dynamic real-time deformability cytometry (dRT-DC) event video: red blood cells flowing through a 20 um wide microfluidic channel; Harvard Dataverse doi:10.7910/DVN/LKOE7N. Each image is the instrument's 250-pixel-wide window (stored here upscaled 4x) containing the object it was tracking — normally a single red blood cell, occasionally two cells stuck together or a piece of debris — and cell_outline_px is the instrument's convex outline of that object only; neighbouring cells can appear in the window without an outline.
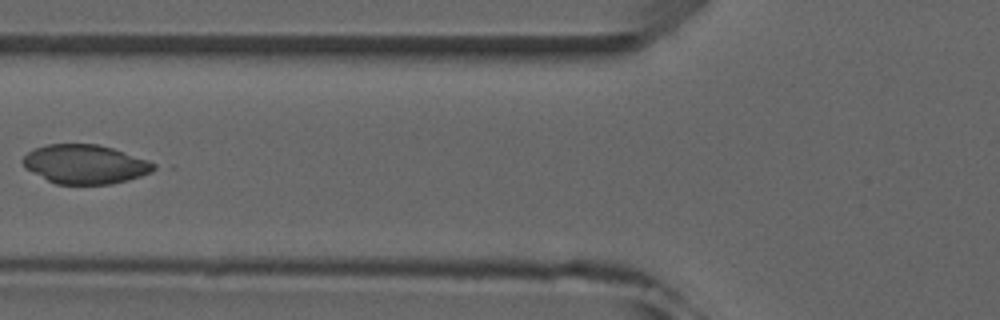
{"species": "common noctule bat (a hibernating species)", "species_latin": "Nyctalus noctula", "temperature_condition": "room temperature", "stored_images_in_passage": 4, "camera_frame_rate_fps": 3000, "um_per_image_px": 0.085, "animal": {"sex": "male", "forearm_length_mm": 52.5}, "frame": {"image": 1, "passage_image": 3, "time_ms": 2.333, "image_size_px": [1000, 320], "cell_outline_px": [[160, 168], [152, 172], [128, 180], [112, 184], [56, 184], [48, 180], [28, 168], [24, 164], [24, 156], [28, 152], [36, 148], [48, 144], [96, 144], [112, 148], [148, 160], [156, 164]], "centroid_in_image_um": [7.31, 13.96], "position_along_channel_um": 118.5, "area_um2": 29.48}}
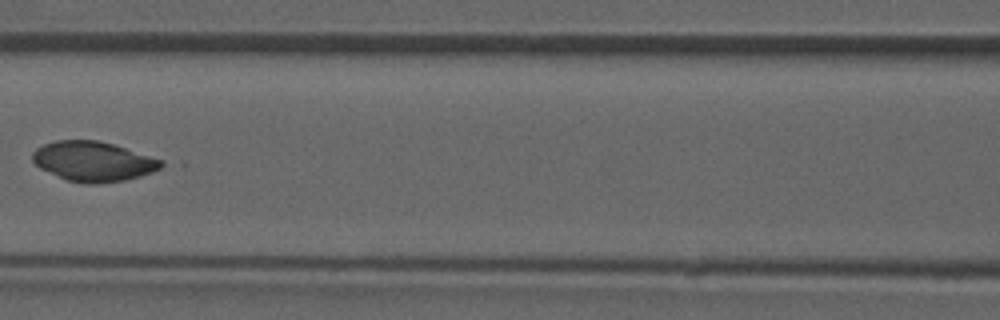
{"frame": {"image": 2, "passage_image": 4, "time_ms": 3.333, "image_size_px": [1000, 320], "cell_outline_px": [[168, 164], [152, 172], [140, 176], [124, 180], [96, 184], [84, 184], [68, 180], [40, 168], [32, 160], [32, 152], [36, 148], [44, 144], [56, 140], [96, 140], [112, 144], [164, 160]], "centroid_in_image_um": [7.95, 13.72], "position_along_channel_um": 158.7, "area_um2": 29.82}}